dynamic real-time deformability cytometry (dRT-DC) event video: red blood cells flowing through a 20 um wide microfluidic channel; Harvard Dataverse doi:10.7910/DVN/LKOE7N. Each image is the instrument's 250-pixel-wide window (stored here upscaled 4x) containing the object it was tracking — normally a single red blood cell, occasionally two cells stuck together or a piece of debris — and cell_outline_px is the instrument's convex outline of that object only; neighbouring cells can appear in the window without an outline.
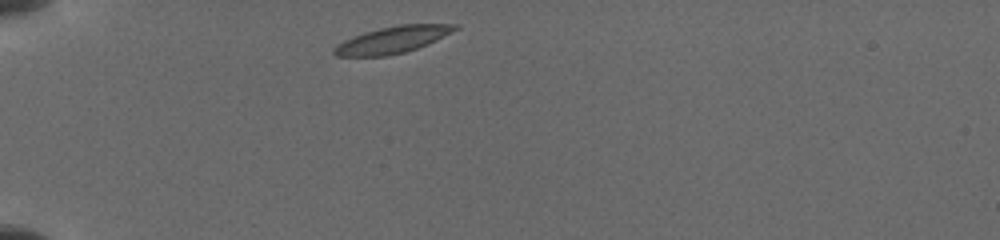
{"species": "common noctule bat (a hibernating species)", "species_latin": "Nyctalus noctula", "temperature_condition": "cold", "stored_images_in_passage": 7, "camera_frame_rate_fps": 3000, "um_per_image_px": 0.085, "animal": {"sex": "female", "body_mass_g": 19.5, "forearm_length_mm": 54.1}, "frame": {"image": 1, "passage_image": 1, "time_ms": 0.0, "image_size_px": [1000, 240], "cell_outline_px": [[460, 28], [428, 44], [404, 52], [384, 56], [336, 56], [332, 52], [332, 48], [336, 44], [352, 36], [364, 32], [380, 28], [400, 24], [460, 24]], "centroid_in_image_um": [33.35, 3.37], "position_along_channel_um": 51.7, "area_um2": 18.9}}
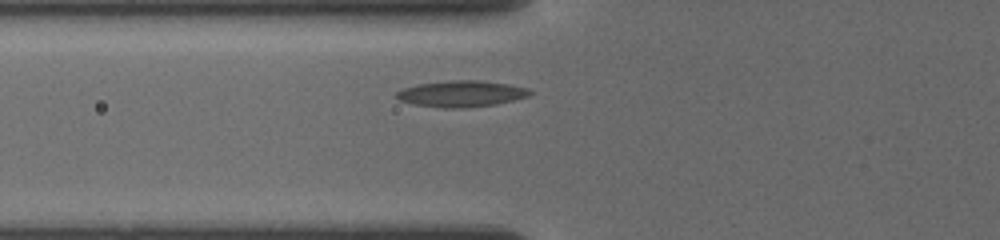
{"frame": {"image": 2, "passage_image": 6, "time_ms": 1.667, "image_size_px": [1000, 240], "cell_outline_px": [[532, 92], [528, 96], [496, 104], [464, 108], [444, 108], [416, 104], [400, 100], [396, 96], [396, 92], [404, 88], [420, 84], [456, 80], [480, 80], [508, 84], [528, 88]], "centroid_in_image_um": [39.24, 7.97], "position_along_channel_um": 86.6, "area_um2": 20.06}}